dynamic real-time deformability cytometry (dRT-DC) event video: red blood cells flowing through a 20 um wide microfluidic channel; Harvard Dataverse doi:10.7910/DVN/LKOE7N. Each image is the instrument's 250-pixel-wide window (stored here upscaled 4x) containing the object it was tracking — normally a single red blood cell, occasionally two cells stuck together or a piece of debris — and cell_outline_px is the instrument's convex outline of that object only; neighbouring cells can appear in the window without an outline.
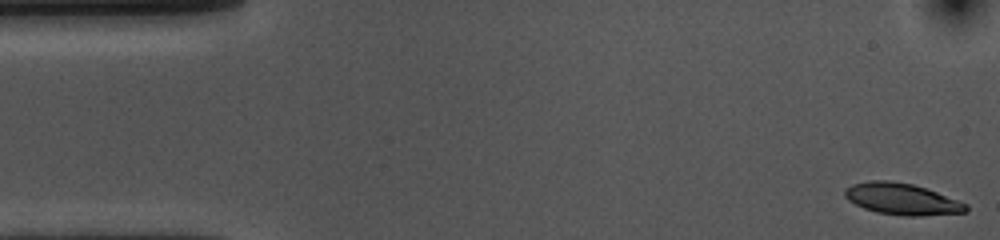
{"species": "common noctule bat (a hibernating species)", "species_latin": "Nyctalus noctula", "temperature_condition": "cold", "stored_images_in_passage": 54, "camera_frame_rate_fps": 3000, "um_per_image_px": 0.085, "animal": {"sex": "female", "body_mass_g": 10.0, "forearm_length_mm": 53.1}, "frame": {"image": 1, "passage_image": 1, "time_ms": 0.0, "image_size_px": [1000, 240], "cell_outline_px": [[968, 212], [920, 216], [904, 216], [876, 212], [864, 208], [848, 200], [844, 196], [844, 188], [852, 184], [872, 180], [888, 180], [912, 184], [936, 192], [968, 204]], "centroid_in_image_um": [76.65, 16.92], "position_along_channel_um": 8.4, "area_um2": 22.2}}
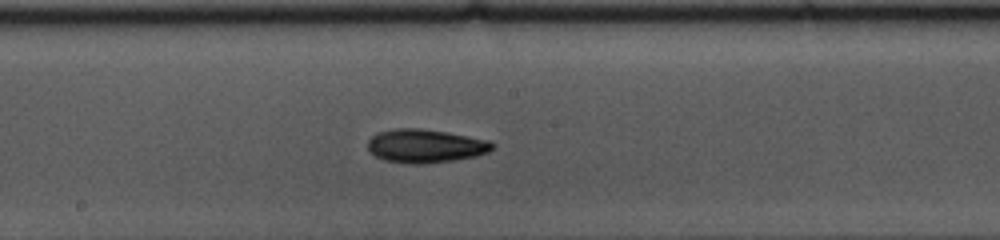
{"frame": {"image": 2, "passage_image": 27, "time_ms": 8.667, "image_size_px": [1000, 240], "cell_outline_px": [[496, 144], [488, 152], [476, 156], [452, 160], [424, 164], [412, 164], [384, 160], [376, 156], [368, 148], [368, 140], [372, 136], [380, 132], [396, 128], [420, 128], [448, 132], [488, 140]], "centroid_in_image_um": [36.17, 12.4], "position_along_channel_um": 212.0, "area_um2": 24.22}}
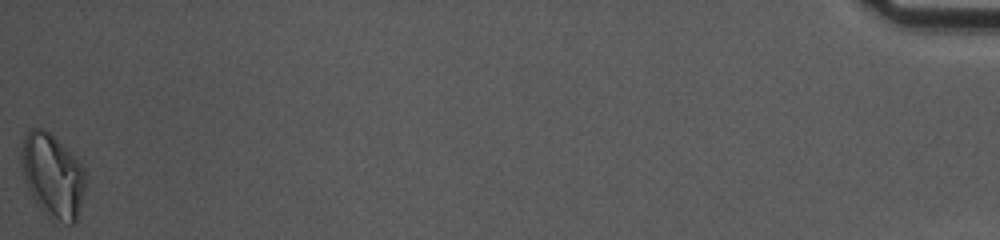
{"frame": {"image": 3, "passage_image": 54, "time_ms": 17.667, "image_size_px": [1000, 240], "cell_outline_px": [[88, 176], [80, 208], [76, 220], [72, 224], [68, 224], [48, 220], [32, 196], [24, 180], [20, 164], [20, 152], [24, 136], [32, 128], [44, 128], [80, 160], [88, 172]], "centroid_in_image_um": [4.5, 14.95], "position_along_channel_um": 430.7, "area_um2": 32.19}, "authors_computed_cell_mechanics": {"area_um2": 22.9177, "velocity_mm_per_s": 3.6038, "shape_relaxation_time_tau1_ms": 4.1886, "shape_relaxation_time_tau2_ms": 8.1237, "deformation_change_tau1": 0.1433, "deformation_change_tau2": 0.145}}